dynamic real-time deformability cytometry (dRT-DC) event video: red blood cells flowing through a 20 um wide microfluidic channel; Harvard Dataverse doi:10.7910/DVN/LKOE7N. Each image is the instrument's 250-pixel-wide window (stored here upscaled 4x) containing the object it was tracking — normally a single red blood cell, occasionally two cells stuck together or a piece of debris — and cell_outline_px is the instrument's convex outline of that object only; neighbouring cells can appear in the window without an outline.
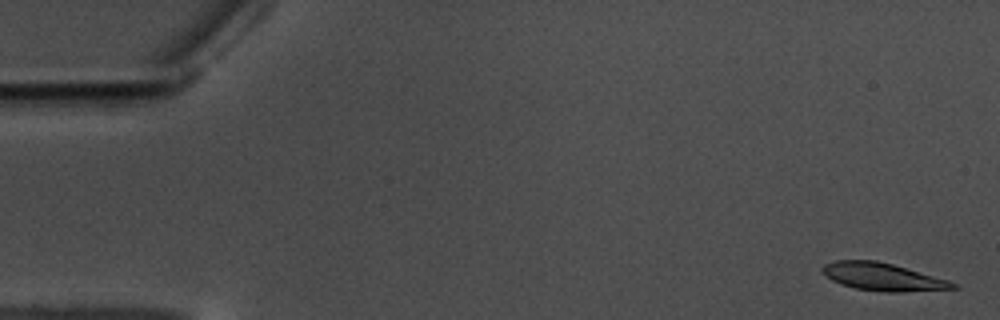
{"species": "common noctule bat (a hibernating species)", "species_latin": "Nyctalus noctula", "temperature_condition": "warm", "stored_images_in_passage": 59, "camera_frame_rate_fps": 3000, "um_per_image_px": 0.085, "animal": {"sex": "male", "body_mass_g": 17.5, "forearm_length_mm": 52.3}, "frame": {"image": 1, "passage_image": 2, "time_ms": 0.333, "image_size_px": [1000, 320], "cell_outline_px": [[960, 288], [900, 292], [884, 292], [856, 288], [840, 284], [824, 276], [820, 272], [820, 268], [824, 264], [836, 260], [876, 260], [892, 264], [948, 280], [956, 284]], "centroid_in_image_um": [74.97, 23.53], "position_along_channel_um": 10.0, "area_um2": 21.04}}
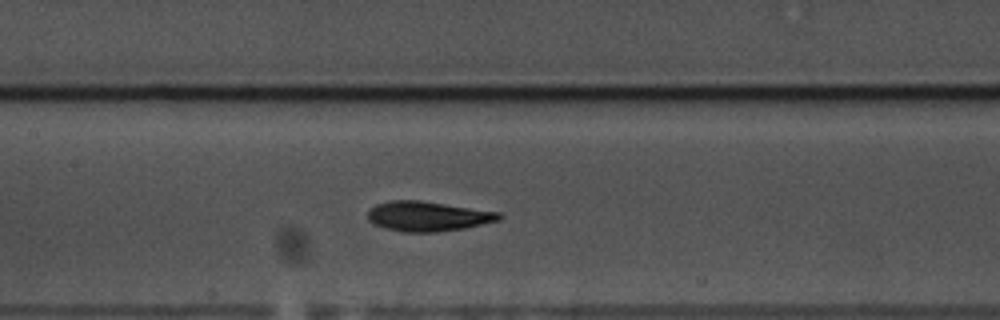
{"frame": {"image": 2, "passage_image": 28, "time_ms": 9.0, "image_size_px": [1000, 320], "cell_outline_px": [[504, 216], [500, 220], [464, 228], [436, 232], [400, 232], [384, 228], [372, 224], [368, 220], [368, 212], [376, 204], [392, 200], [420, 200], [500, 212]], "centroid_in_image_um": [36.36, 18.39], "position_along_channel_um": 171.0, "area_um2": 22.95}}
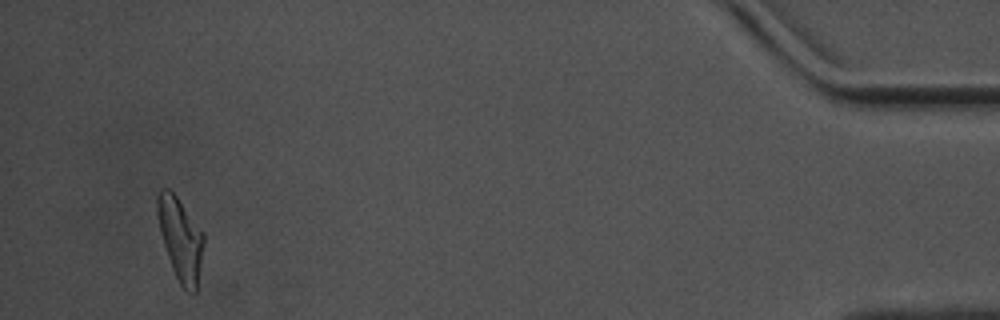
{"frame": {"image": 3, "passage_image": 56, "time_ms": 18.333, "image_size_px": [1000, 320], "cell_outline_px": [[204, 240], [196, 292], [188, 292], [180, 284], [172, 268], [160, 232], [156, 212], [156, 196], [160, 188], [168, 188], [176, 196], [204, 232]], "centroid_in_image_um": [15.32, 20.27], "position_along_channel_um": 419.9, "area_um2": 22.14}, "authors_computed_cell_mechanics": {"area_um2": 22.3108, "velocity_mm_per_s": 3.4967, "shape_relaxation_time_tau1_ms": 3.3424, "shape_relaxation_time_tau2_ms": 1.9781, "deformation_change_tau1": 0.1641, "deformation_change_tau2": 0.0923}}